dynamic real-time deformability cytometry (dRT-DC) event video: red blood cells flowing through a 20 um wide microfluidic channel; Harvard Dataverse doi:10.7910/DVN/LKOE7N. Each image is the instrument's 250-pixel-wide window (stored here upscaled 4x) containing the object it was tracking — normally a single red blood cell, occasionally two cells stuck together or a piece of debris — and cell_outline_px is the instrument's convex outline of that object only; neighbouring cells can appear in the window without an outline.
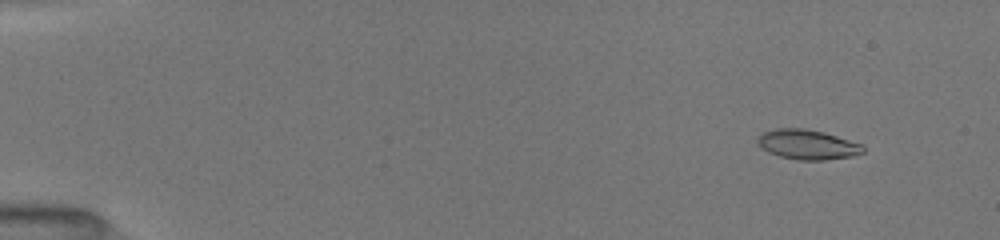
{"species": "common noctule bat (a hibernating species)", "species_latin": "Nyctalus noctula", "temperature_condition": "room temperature", "stored_images_in_passage": 51, "camera_frame_rate_fps": 3000, "um_per_image_px": 0.085, "animal": {"sex": "female", "body_mass_g": 19.5, "forearm_length_mm": 54.1}, "frame": {"image": 1, "passage_image": 3, "time_ms": 1.0, "image_size_px": [1000, 240], "cell_outline_px": [[864, 152], [852, 156], [824, 160], [796, 160], [780, 156], [768, 152], [756, 144], [756, 140], [764, 132], [776, 128], [804, 128], [824, 132], [864, 144]], "centroid_in_image_um": [68.65, 12.28], "position_along_channel_um": 16.4, "area_um2": 18.44}}
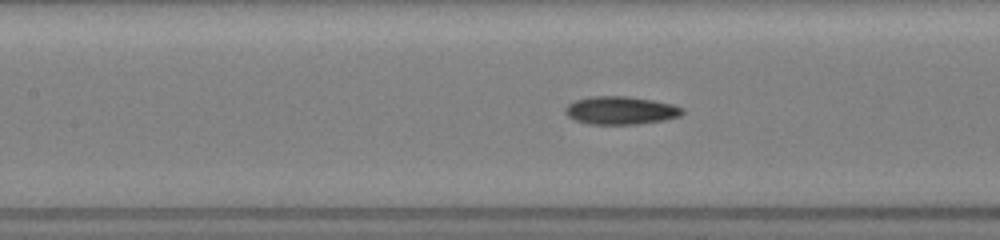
{"frame": {"image": 2, "passage_image": 23, "time_ms": 7.667, "image_size_px": [1000, 240], "cell_outline_px": [[684, 112], [680, 116], [664, 120], [636, 124], [588, 124], [576, 120], [568, 116], [564, 112], [564, 108], [568, 104], [576, 100], [588, 96], [628, 96], [652, 100], [672, 104], [684, 108]], "centroid_in_image_um": [52.75, 9.38], "position_along_channel_um": 154.7, "area_um2": 19.19}}
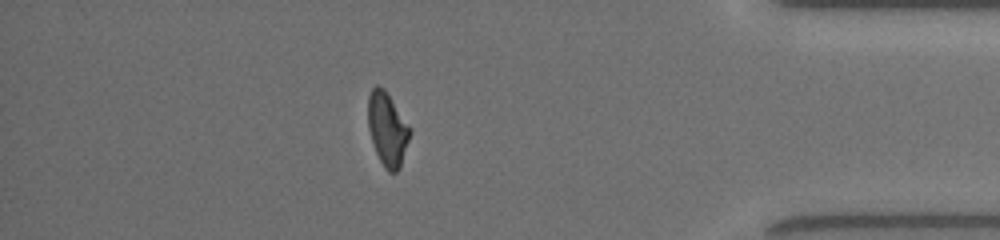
{"frame": {"image": 3, "passage_image": 45, "time_ms": 14.667, "image_size_px": [1000, 240], "cell_outline_px": [[412, 132], [400, 168], [396, 172], [388, 172], [384, 168], [376, 152], [368, 128], [368, 96], [372, 88], [376, 84], [384, 88], [412, 128]], "centroid_in_image_um": [32.95, 10.97], "position_along_channel_um": 402.3, "area_um2": 18.15}, "authors_computed_cell_mechanics": {"area_um2": 18.1492, "velocity_mm_per_s": 3.9941, "shape_relaxation_time_tau1_ms": 6.1517, "shape_relaxation_time_tau2_ms": 2.9138, "deformation_change_tau1": 0.1901, "deformation_change_tau2": 0.0963}}